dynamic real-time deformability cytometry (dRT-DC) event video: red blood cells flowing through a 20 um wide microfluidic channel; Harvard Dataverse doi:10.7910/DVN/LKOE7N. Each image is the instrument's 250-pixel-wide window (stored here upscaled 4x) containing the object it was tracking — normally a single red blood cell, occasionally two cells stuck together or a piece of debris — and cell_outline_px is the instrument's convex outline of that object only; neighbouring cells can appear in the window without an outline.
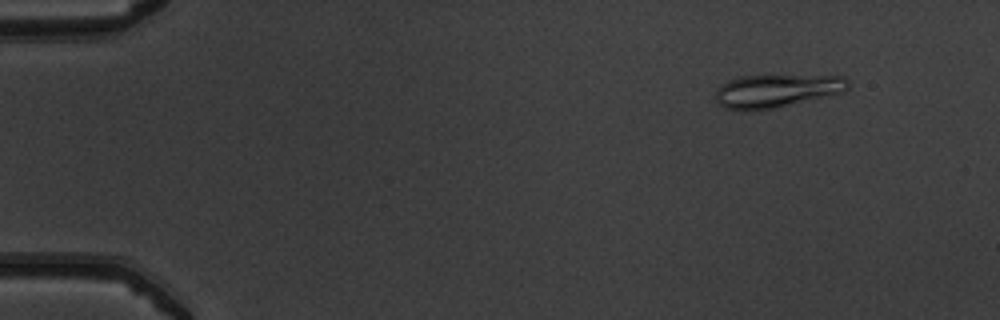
{"species": "common noctule bat (a hibernating species)", "species_latin": "Nyctalus noctula", "temperature_condition": "warm", "stored_images_in_passage": 51, "camera_frame_rate_fps": 3000, "um_per_image_px": 0.085, "animal": {"sex": "male", "body_mass_g": 19.5, "forearm_length_mm": 54.6}, "frame": {"image": 1, "passage_image": 6, "time_ms": 1.667, "image_size_px": [1000, 320], "cell_outline_px": [[848, 88], [844, 92], [772, 108], [724, 108], [716, 100], [716, 88], [720, 84], [728, 80], [740, 76], [844, 76], [848, 80]], "centroid_in_image_um": [66.01, 7.68], "position_along_channel_um": 19.0, "area_um2": 24.74}}
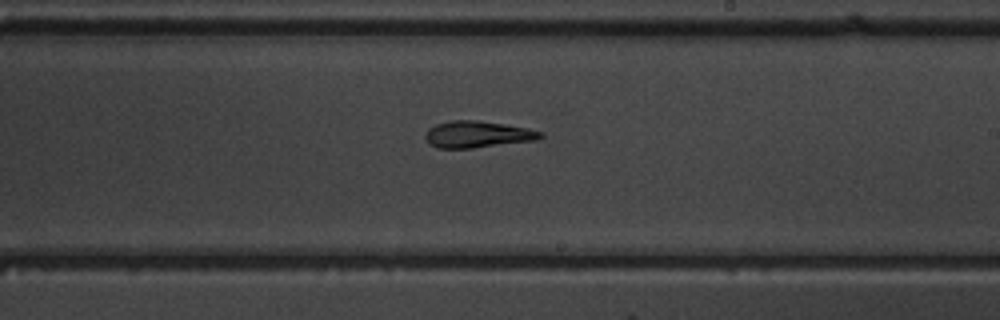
{"frame": {"image": 2, "passage_image": 31, "time_ms": 10.0, "image_size_px": [1000, 320], "cell_outline_px": [[544, 136], [536, 140], [472, 148], [436, 148], [428, 144], [424, 136], [428, 128], [436, 124], [452, 120], [476, 120], [504, 124], [528, 128], [540, 132]], "centroid_in_image_um": [40.53, 11.42], "position_along_channel_um": 248.5, "area_um2": 17.86}}
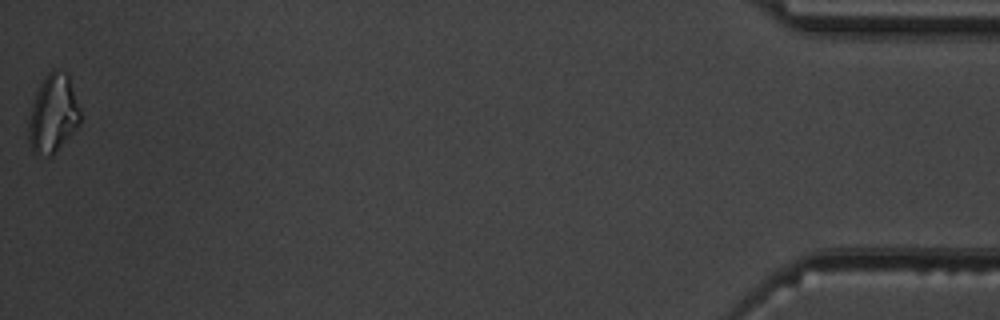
{"frame": {"image": 3, "passage_image": 51, "time_ms": 16.667, "image_size_px": [1000, 320], "cell_outline_px": [[80, 124], [52, 156], [36, 156], [32, 152], [28, 140], [28, 120], [36, 92], [44, 76], [52, 68], [56, 68], [68, 72], [80, 108]], "centroid_in_image_um": [4.51, 9.66], "position_along_channel_um": 430.7, "area_um2": 24.04}, "authors_computed_cell_mechanics": {"area_um2": 19.363, "velocity_mm_per_s": 4.0581, "shape_relaxation_time_tau1_ms": null, "shape_relaxation_time_tau2_ms": 5.3545, "deformation_change_tau1": null, "deformation_change_tau2": 0.1447}}